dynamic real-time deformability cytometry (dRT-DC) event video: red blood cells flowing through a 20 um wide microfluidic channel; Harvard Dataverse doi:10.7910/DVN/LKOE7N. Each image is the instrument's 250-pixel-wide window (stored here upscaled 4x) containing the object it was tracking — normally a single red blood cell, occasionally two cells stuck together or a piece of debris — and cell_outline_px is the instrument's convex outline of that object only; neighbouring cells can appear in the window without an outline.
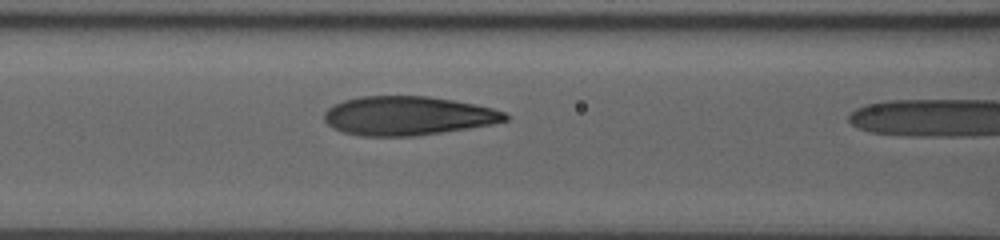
{"species": "human", "species_latin": "Homo sapiens", "temperature_condition": "room temperature", "stored_images_in_passage": 19, "camera_frame_rate_fps": 3000, "um_per_image_px": 0.085, "donor": {"sex": "male"}, "frame": {"image": 1, "passage_image": 18, "time_ms": 5.667, "image_size_px": [1000, 240], "cell_outline_px": [[508, 120], [492, 124], [468, 128], [416, 136], [360, 136], [344, 132], [328, 124], [324, 120], [324, 112], [332, 104], [344, 100], [360, 96], [428, 96], [452, 100], [492, 108], [504, 112], [508, 116]], "centroid_in_image_um": [34.63, 9.84], "position_along_channel_um": 132.0, "area_um2": 40.92}}